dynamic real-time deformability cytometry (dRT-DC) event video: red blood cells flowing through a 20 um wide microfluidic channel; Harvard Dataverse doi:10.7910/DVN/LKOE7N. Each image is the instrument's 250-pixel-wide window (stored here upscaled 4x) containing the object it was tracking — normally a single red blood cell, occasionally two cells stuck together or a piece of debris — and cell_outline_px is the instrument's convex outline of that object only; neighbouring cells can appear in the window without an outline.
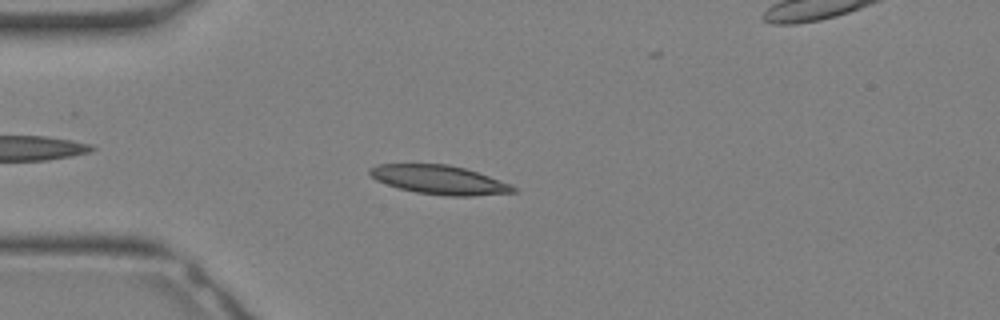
{"species": "Egyptian fruit bat (a non-hibernating species)", "species_latin": "Rousettus aegyptiacus", "temperature_condition": "warm", "stored_images_in_passage": 20, "camera_frame_rate_fps": 3000, "um_per_image_px": 0.085, "animal": {"sex": "female"}, "frame": {"image": 1, "passage_image": 7, "time_ms": 2.0, "image_size_px": [1000, 320], "cell_outline_px": [[516, 192], [472, 196], [448, 196], [416, 192], [400, 188], [376, 180], [368, 172], [368, 168], [376, 164], [448, 164], [464, 168], [512, 184], [516, 188]], "centroid_in_image_um": [37.34, 15.28], "position_along_channel_um": 47.7, "area_um2": 24.04}}
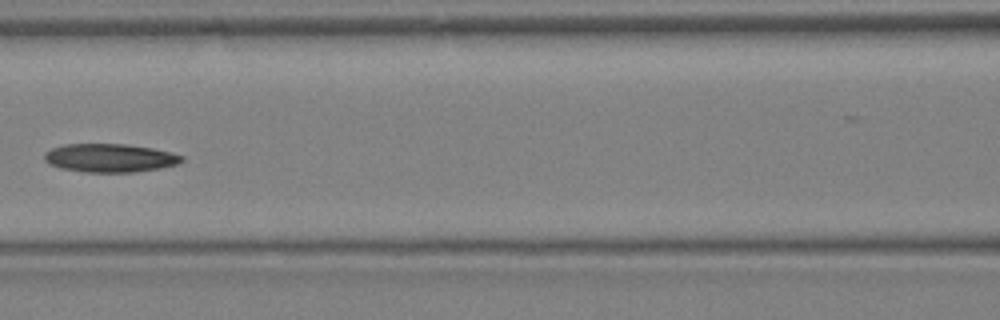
{"frame": {"image": 2, "passage_image": 13, "time_ms": 4.0, "image_size_px": [1000, 320], "cell_outline_px": [[184, 160], [176, 164], [160, 168], [132, 172], [84, 172], [60, 168], [48, 164], [44, 160], [44, 152], [52, 148], [64, 144], [128, 144], [152, 148], [172, 152], [184, 156]], "centroid_in_image_um": [9.32, 13.42], "position_along_channel_um": 157.3, "area_um2": 22.89}}
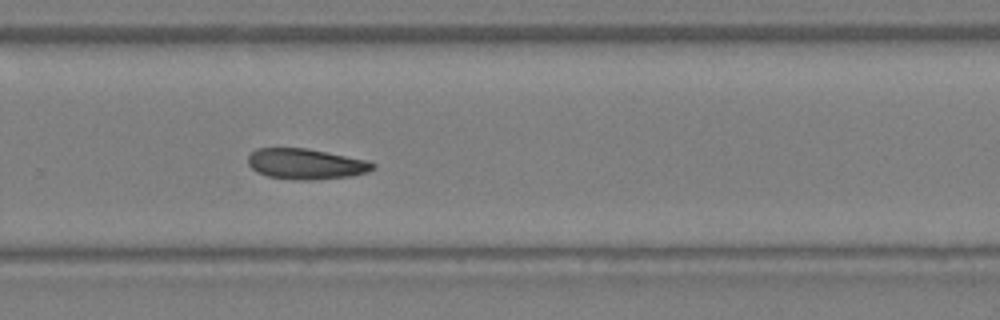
{"frame": {"image": 3, "passage_image": 20, "time_ms": 6.333, "image_size_px": [1000, 320], "cell_outline_px": [[376, 168], [368, 172], [352, 176], [308, 180], [300, 180], [268, 176], [252, 168], [248, 164], [248, 156], [256, 148], [308, 148], [368, 160], [376, 164]], "centroid_in_image_um": [26.05, 13.92], "position_along_channel_um": 303.8, "area_um2": 22.25}}